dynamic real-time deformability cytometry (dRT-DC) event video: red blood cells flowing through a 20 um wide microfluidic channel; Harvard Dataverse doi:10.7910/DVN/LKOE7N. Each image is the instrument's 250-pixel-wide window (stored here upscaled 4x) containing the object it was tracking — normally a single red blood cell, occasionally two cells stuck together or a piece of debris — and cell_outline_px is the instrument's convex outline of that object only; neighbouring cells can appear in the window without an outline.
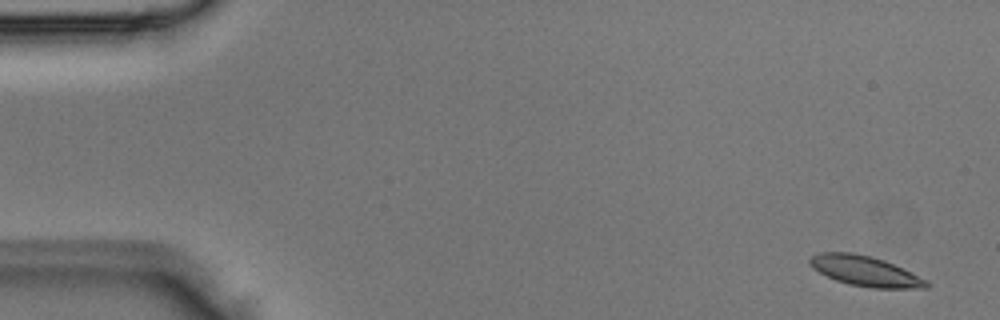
{"species": "Egyptian fruit bat (a non-hibernating species)", "species_latin": "Rousettus aegyptiacus", "temperature_condition": "room temperature", "stored_images_in_passage": 5, "camera_frame_rate_fps": 3000, "um_per_image_px": 0.085, "animal": {"sex": "male"}, "frame": {"image": 1, "passage_image": 1, "time_ms": 0.0, "image_size_px": [1000, 320], "cell_outline_px": [[928, 288], [872, 288], [848, 284], [836, 280], [812, 268], [808, 264], [808, 260], [812, 256], [820, 252], [852, 252], [872, 256], [884, 260], [904, 268], [928, 280]], "centroid_in_image_um": [73.55, 23.03], "position_along_channel_um": 11.5, "area_um2": 20.63}}
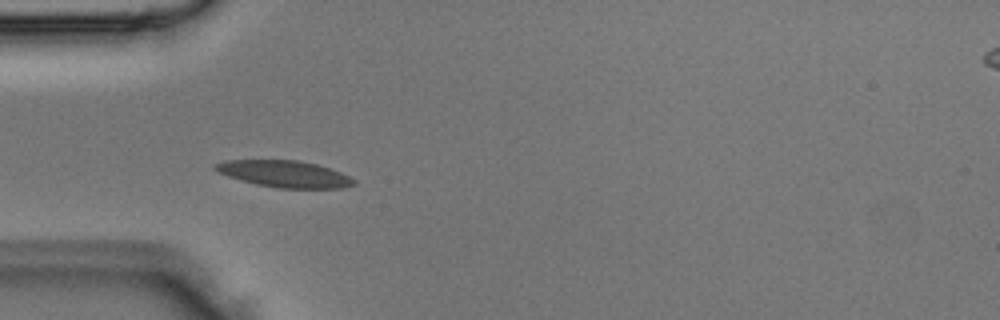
{"frame": {"image": 2, "passage_image": 4, "time_ms": 1.0, "image_size_px": [1000, 320], "cell_outline_px": [[356, 184], [340, 188], [276, 188], [256, 184], [228, 176], [212, 168], [212, 164], [228, 160], [296, 160], [316, 164], [340, 172], [356, 180]], "centroid_in_image_um": [24.17, 14.78], "position_along_channel_um": 60.8, "area_um2": 21.39}}